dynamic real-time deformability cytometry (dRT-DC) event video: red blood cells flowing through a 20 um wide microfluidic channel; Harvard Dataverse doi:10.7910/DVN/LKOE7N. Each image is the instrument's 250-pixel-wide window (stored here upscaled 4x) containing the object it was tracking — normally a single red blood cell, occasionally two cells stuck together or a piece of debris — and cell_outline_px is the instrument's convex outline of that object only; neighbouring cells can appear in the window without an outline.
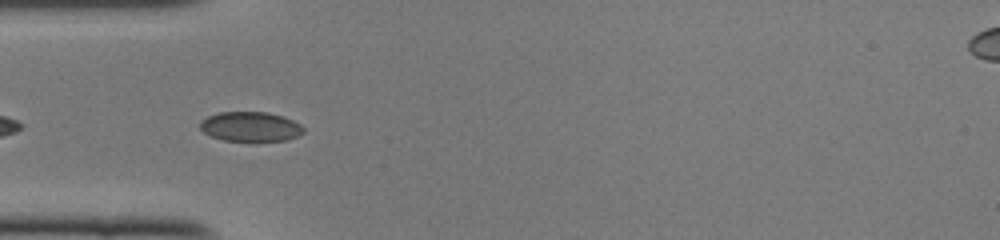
{"species": "common noctule bat (a hibernating species)", "species_latin": "Nyctalus noctula", "temperature_condition": "cold", "stored_images_in_passage": 13, "camera_frame_rate_fps": 3000, "um_per_image_px": 0.085, "animal": {"sex": "female", "body_mass_g": 22.0, "forearm_length_mm": 56.7}, "frame": {"image": 1, "passage_image": 6, "time_ms": 1.667, "image_size_px": [1000, 240], "cell_outline_px": [[304, 132], [296, 136], [284, 140], [256, 144], [224, 140], [212, 136], [204, 132], [200, 128], [200, 120], [208, 116], [220, 112], [268, 112], [284, 116], [300, 124], [304, 128]], "centroid_in_image_um": [21.3, 10.8], "position_along_channel_um": 63.7, "area_um2": 18.5}}